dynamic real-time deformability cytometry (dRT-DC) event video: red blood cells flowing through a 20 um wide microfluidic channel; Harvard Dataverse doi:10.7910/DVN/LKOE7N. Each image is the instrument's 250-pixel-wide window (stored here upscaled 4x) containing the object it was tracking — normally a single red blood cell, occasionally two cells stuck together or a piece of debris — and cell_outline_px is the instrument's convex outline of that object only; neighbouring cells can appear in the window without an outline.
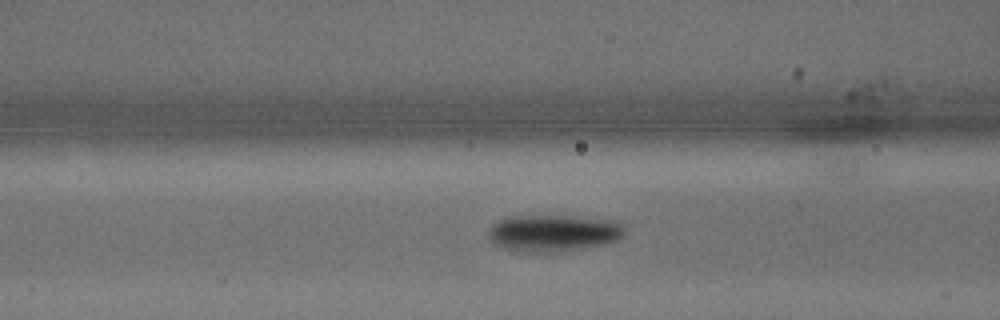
{"species": "common noctule bat (a hibernating species)", "species_latin": "Nyctalus noctula", "temperature_condition": "warm", "stored_images_in_passage": 6, "camera_frame_rate_fps": 3000, "um_per_image_px": 0.085, "animal": {"sex": "male", "body_mass_g": 15.6}, "frame": {"image": 1, "passage_image": 4, "time_ms": 1.0, "image_size_px": [1000, 320], "cell_outline_px": [[624, 232], [616, 240], [604, 244], [564, 252], [528, 252], [500, 248], [488, 236], [488, 232], [492, 224], [496, 220], [508, 216], [564, 216], [616, 220], [624, 224]], "centroid_in_image_um": [47.02, 19.81], "position_along_channel_um": 119.6, "area_um2": 29.36}}